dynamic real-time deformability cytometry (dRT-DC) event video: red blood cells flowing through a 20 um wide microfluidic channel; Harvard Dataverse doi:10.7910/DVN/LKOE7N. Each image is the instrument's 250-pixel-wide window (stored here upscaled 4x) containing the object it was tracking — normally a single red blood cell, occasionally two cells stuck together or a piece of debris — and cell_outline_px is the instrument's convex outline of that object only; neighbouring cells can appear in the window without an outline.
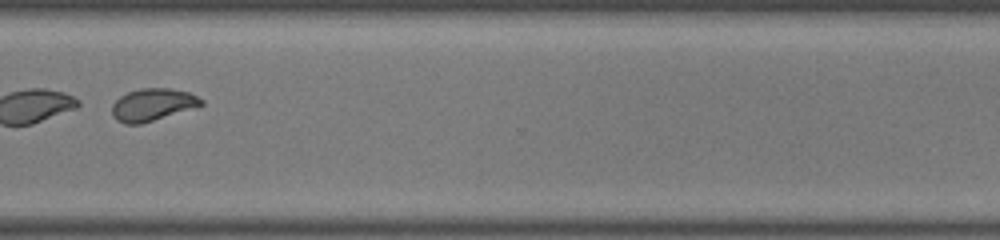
{"species": "common noctule bat (a hibernating species)", "species_latin": "Nyctalus noctula", "temperature_condition": "room temperature", "stored_images_in_passage": 51, "segment_of_instrument_passage": [2, 2], "camera_frame_rate_fps": 3000, "um_per_image_px": 0.085, "animal": {"sex": "female", "body_mass_g": 22.0, "forearm_length_mm": 56.7}, "frame": {"image": 1, "passage_image": 41, "time_ms": 13.333, "image_size_px": [1000, 240], "cell_outline_px": [[204, 104], [140, 124], [124, 124], [116, 120], [112, 116], [112, 104], [120, 96], [128, 92], [140, 88], [172, 88], [188, 92], [204, 100]], "centroid_in_image_um": [12.93, 8.89], "position_along_channel_um": 357.7, "area_um2": 16.65}}